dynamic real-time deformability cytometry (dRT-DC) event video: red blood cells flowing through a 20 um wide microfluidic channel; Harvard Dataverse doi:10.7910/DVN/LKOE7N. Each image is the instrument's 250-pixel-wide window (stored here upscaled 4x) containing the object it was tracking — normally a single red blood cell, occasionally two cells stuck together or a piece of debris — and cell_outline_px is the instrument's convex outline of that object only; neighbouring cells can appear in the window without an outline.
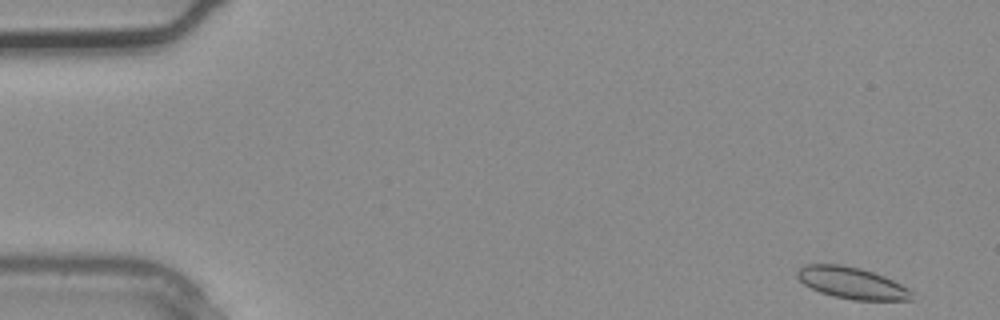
{"species": "common noctule bat (a hibernating species)", "species_latin": "Nyctalus noctula", "temperature_condition": "warm", "stored_images_in_passage": 3, "camera_frame_rate_fps": 3000, "um_per_image_px": 0.085, "animal": {"sex": "male", "body_mass_g": 20.4}, "frame": {"image": 1, "passage_image": 1, "time_ms": 0.0, "image_size_px": [1000, 320], "cell_outline_px": [[912, 300], [852, 300], [832, 296], [820, 292], [804, 284], [796, 276], [796, 272], [804, 264], [840, 264], [860, 268], [884, 276], [908, 288], [912, 292]], "centroid_in_image_um": [72.39, 24.05], "position_along_channel_um": 12.6, "area_um2": 21.04}}